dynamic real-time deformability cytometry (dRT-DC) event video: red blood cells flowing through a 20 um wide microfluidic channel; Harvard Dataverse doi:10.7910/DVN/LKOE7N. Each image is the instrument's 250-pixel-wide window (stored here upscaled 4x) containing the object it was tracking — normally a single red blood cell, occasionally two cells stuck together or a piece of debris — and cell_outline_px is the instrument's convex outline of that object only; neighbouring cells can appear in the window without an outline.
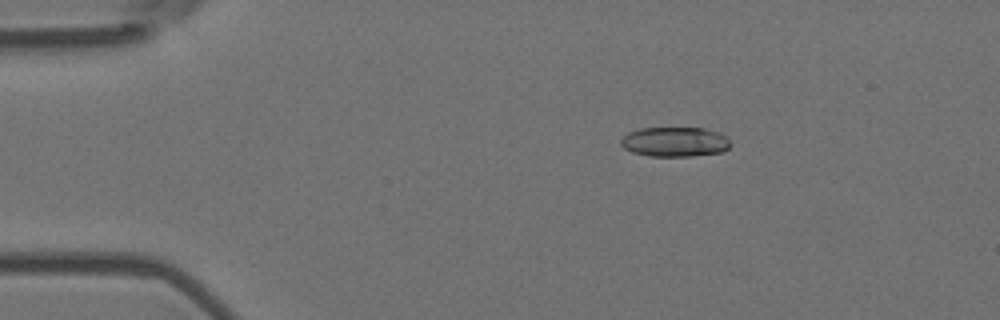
{"species": "Egyptian fruit bat (a non-hibernating species)", "species_latin": "Rousettus aegyptiacus", "temperature_condition": "room temperature", "stored_images_in_passage": 7, "camera_frame_rate_fps": 3000, "um_per_image_px": 0.085, "animal": {"sex": "female"}, "frame": {"image": 1, "passage_image": 3, "time_ms": 0.667, "image_size_px": [1000, 320], "cell_outline_px": [[732, 144], [724, 152], [692, 156], [648, 156], [632, 152], [624, 148], [620, 144], [620, 140], [628, 132], [640, 128], [704, 128], [720, 132], [728, 136]], "centroid_in_image_um": [57.4, 12.05], "position_along_channel_um": 27.6, "area_um2": 19.31}}
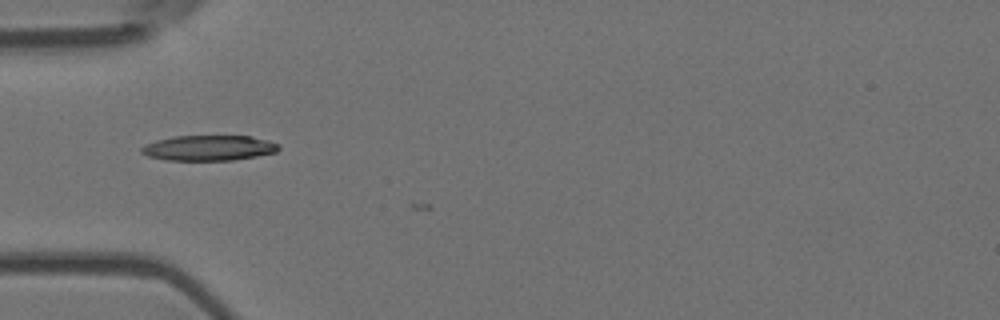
{"frame": {"image": 2, "passage_image": 5, "time_ms": 1.333, "image_size_px": [1000, 320], "cell_outline_px": [[280, 148], [276, 152], [256, 156], [232, 160], [164, 160], [148, 156], [140, 152], [140, 148], [156, 140], [172, 136], [252, 136], [268, 140], [280, 144]], "centroid_in_image_um": [17.76, 12.57], "position_along_channel_um": 67.2, "area_um2": 20.29}}
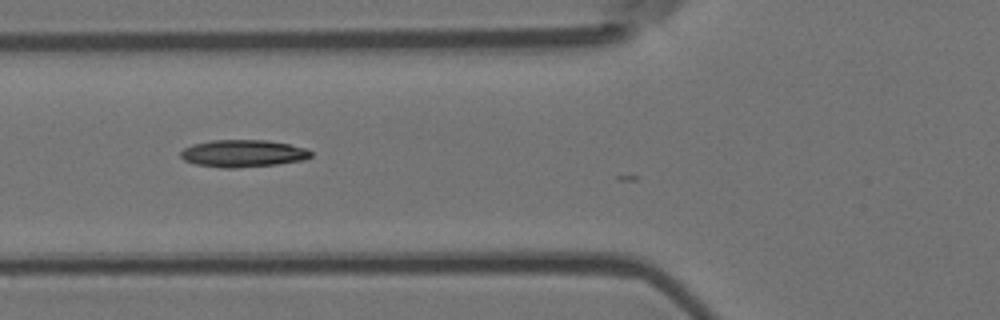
{"frame": {"image": 3, "passage_image": 6, "time_ms": 1.667, "image_size_px": [1000, 320], "cell_outline_px": [[312, 156], [304, 160], [276, 164], [236, 168], [220, 168], [196, 164], [184, 160], [180, 156], [180, 152], [184, 148], [192, 144], [212, 140], [268, 140], [308, 148], [312, 152]], "centroid_in_image_um": [20.66, 13.04], "position_along_channel_um": 105.1, "area_um2": 20.81}}